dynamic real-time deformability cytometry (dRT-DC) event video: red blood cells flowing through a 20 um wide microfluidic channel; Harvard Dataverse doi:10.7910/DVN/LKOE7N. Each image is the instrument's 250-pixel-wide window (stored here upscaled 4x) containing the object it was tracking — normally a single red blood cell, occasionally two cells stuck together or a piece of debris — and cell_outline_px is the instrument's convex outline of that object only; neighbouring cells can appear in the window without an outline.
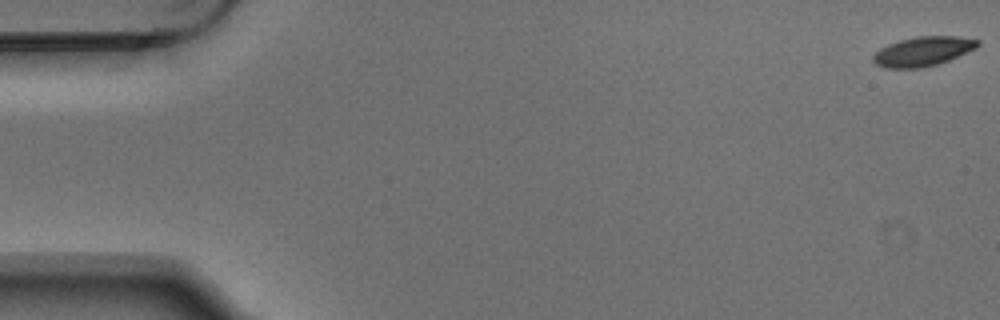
{"species": "Egyptian fruit bat (a non-hibernating species)", "species_latin": "Rousettus aegyptiacus", "temperature_condition": "warm", "stored_images_in_passage": 6, "camera_frame_rate_fps": 3000, "um_per_image_px": 0.085, "animal": {"sex": "male"}, "frame": {"image": 1, "passage_image": 1, "time_ms": 0.0, "image_size_px": [1000, 320], "cell_outline_px": [[980, 44], [976, 48], [948, 60], [936, 64], [920, 68], [884, 68], [876, 64], [872, 60], [872, 56], [880, 48], [888, 44], [900, 40], [916, 36], [960, 36], [980, 40]], "centroid_in_image_um": [78.44, 4.36], "position_along_channel_um": 6.6, "area_um2": 17.92}}
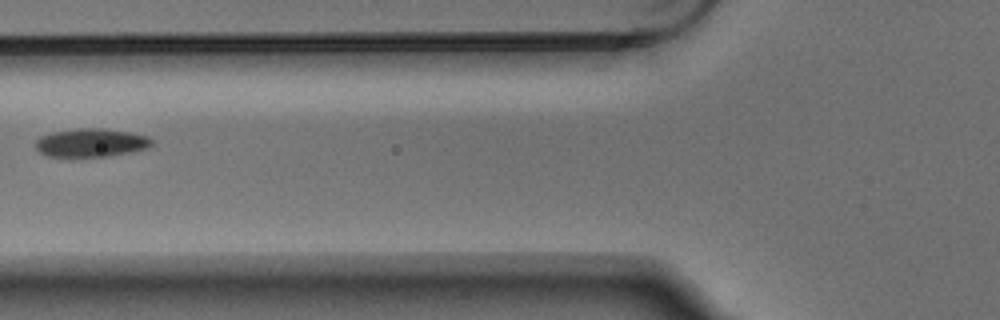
{"frame": {"image": 2, "passage_image": 6, "time_ms": 1.667, "image_size_px": [1000, 320], "cell_outline_px": [[156, 140], [148, 148], [132, 152], [108, 156], [48, 156], [40, 152], [36, 148], [36, 140], [40, 136], [52, 132], [80, 128], [104, 128], [132, 132], [148, 136]], "centroid_in_image_um": [7.8, 12.12], "position_along_channel_um": 118.0, "area_um2": 19.36}}